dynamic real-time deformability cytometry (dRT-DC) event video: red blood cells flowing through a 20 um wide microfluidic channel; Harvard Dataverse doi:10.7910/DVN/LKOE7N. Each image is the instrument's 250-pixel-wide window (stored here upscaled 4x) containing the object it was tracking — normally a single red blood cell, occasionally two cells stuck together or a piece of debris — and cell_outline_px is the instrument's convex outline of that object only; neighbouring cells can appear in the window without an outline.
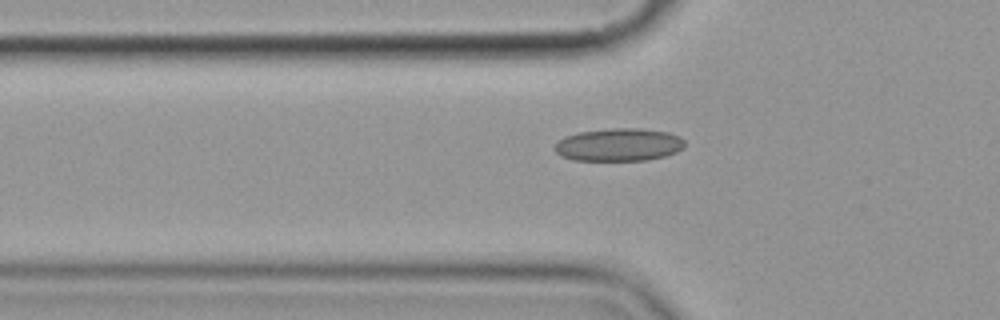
{"species": "common noctule bat (a hibernating species)", "species_latin": "Nyctalus noctula", "temperature_condition": "cold", "stored_images_in_passage": 5, "segment_of_instrument_passage": [2, 2], "camera_frame_rate_fps": 3000, "um_per_image_px": 0.085, "animal": {"sex": "female", "body_mass_g": 19.9}, "frame": {"image": 1, "passage_image": 5, "time_ms": 5.667, "image_size_px": [1000, 320], "cell_outline_px": [[684, 148], [676, 152], [664, 156], [648, 160], [572, 160], [560, 156], [556, 152], [556, 144], [564, 136], [580, 132], [612, 128], [640, 128], [668, 132], [680, 136], [684, 140]], "centroid_in_image_um": [52.62, 12.3], "position_along_channel_um": 73.2, "area_um2": 24.85}}